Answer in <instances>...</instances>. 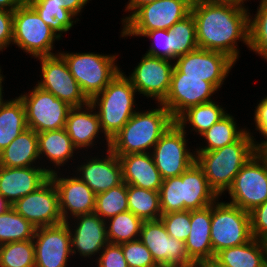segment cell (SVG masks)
<instances>
[{
  "label": "cell",
  "instance_id": "cell-38",
  "mask_svg": "<svg viewBox=\"0 0 267 267\" xmlns=\"http://www.w3.org/2000/svg\"><path fill=\"white\" fill-rule=\"evenodd\" d=\"M126 211H129V209L127 184L125 182L108 191L96 194L94 213L101 219L106 220L105 217L109 221V218Z\"/></svg>",
  "mask_w": 267,
  "mask_h": 267
},
{
  "label": "cell",
  "instance_id": "cell-51",
  "mask_svg": "<svg viewBox=\"0 0 267 267\" xmlns=\"http://www.w3.org/2000/svg\"><path fill=\"white\" fill-rule=\"evenodd\" d=\"M130 2L127 5V10H134L131 15H133L140 7L151 4L157 0H129Z\"/></svg>",
  "mask_w": 267,
  "mask_h": 267
},
{
  "label": "cell",
  "instance_id": "cell-50",
  "mask_svg": "<svg viewBox=\"0 0 267 267\" xmlns=\"http://www.w3.org/2000/svg\"><path fill=\"white\" fill-rule=\"evenodd\" d=\"M27 3V0H0V9L14 11L17 7Z\"/></svg>",
  "mask_w": 267,
  "mask_h": 267
},
{
  "label": "cell",
  "instance_id": "cell-46",
  "mask_svg": "<svg viewBox=\"0 0 267 267\" xmlns=\"http://www.w3.org/2000/svg\"><path fill=\"white\" fill-rule=\"evenodd\" d=\"M98 258V267H129L119 244L108 243Z\"/></svg>",
  "mask_w": 267,
  "mask_h": 267
},
{
  "label": "cell",
  "instance_id": "cell-24",
  "mask_svg": "<svg viewBox=\"0 0 267 267\" xmlns=\"http://www.w3.org/2000/svg\"><path fill=\"white\" fill-rule=\"evenodd\" d=\"M122 165L123 182L127 185L159 191L163 179L149 152L118 156Z\"/></svg>",
  "mask_w": 267,
  "mask_h": 267
},
{
  "label": "cell",
  "instance_id": "cell-3",
  "mask_svg": "<svg viewBox=\"0 0 267 267\" xmlns=\"http://www.w3.org/2000/svg\"><path fill=\"white\" fill-rule=\"evenodd\" d=\"M147 112H135L117 135L110 140V150L117 156L145 153L159 141L175 121L163 106Z\"/></svg>",
  "mask_w": 267,
  "mask_h": 267
},
{
  "label": "cell",
  "instance_id": "cell-54",
  "mask_svg": "<svg viewBox=\"0 0 267 267\" xmlns=\"http://www.w3.org/2000/svg\"><path fill=\"white\" fill-rule=\"evenodd\" d=\"M0 72H1V69H0ZM2 79L3 77L1 76L0 74V104L3 102V97H2Z\"/></svg>",
  "mask_w": 267,
  "mask_h": 267
},
{
  "label": "cell",
  "instance_id": "cell-58",
  "mask_svg": "<svg viewBox=\"0 0 267 267\" xmlns=\"http://www.w3.org/2000/svg\"><path fill=\"white\" fill-rule=\"evenodd\" d=\"M194 267H204L203 265H195Z\"/></svg>",
  "mask_w": 267,
  "mask_h": 267
},
{
  "label": "cell",
  "instance_id": "cell-4",
  "mask_svg": "<svg viewBox=\"0 0 267 267\" xmlns=\"http://www.w3.org/2000/svg\"><path fill=\"white\" fill-rule=\"evenodd\" d=\"M120 72L100 93L96 94L85 110L99 106L98 116L101 128L110 148L112 140L136 112L133 109L135 88L131 81ZM101 98H100V97ZM99 100V101H98Z\"/></svg>",
  "mask_w": 267,
  "mask_h": 267
},
{
  "label": "cell",
  "instance_id": "cell-11",
  "mask_svg": "<svg viewBox=\"0 0 267 267\" xmlns=\"http://www.w3.org/2000/svg\"><path fill=\"white\" fill-rule=\"evenodd\" d=\"M185 134V130L174 121L153 147L152 157L163 180L180 176L196 162V155L186 149Z\"/></svg>",
  "mask_w": 267,
  "mask_h": 267
},
{
  "label": "cell",
  "instance_id": "cell-13",
  "mask_svg": "<svg viewBox=\"0 0 267 267\" xmlns=\"http://www.w3.org/2000/svg\"><path fill=\"white\" fill-rule=\"evenodd\" d=\"M176 59L174 70L181 77L203 78V81L210 82L217 90L235 63L222 52L201 48Z\"/></svg>",
  "mask_w": 267,
  "mask_h": 267
},
{
  "label": "cell",
  "instance_id": "cell-53",
  "mask_svg": "<svg viewBox=\"0 0 267 267\" xmlns=\"http://www.w3.org/2000/svg\"><path fill=\"white\" fill-rule=\"evenodd\" d=\"M11 205L0 195V213L5 212Z\"/></svg>",
  "mask_w": 267,
  "mask_h": 267
},
{
  "label": "cell",
  "instance_id": "cell-28",
  "mask_svg": "<svg viewBox=\"0 0 267 267\" xmlns=\"http://www.w3.org/2000/svg\"><path fill=\"white\" fill-rule=\"evenodd\" d=\"M38 157L37 133L27 128L0 152V166L30 167Z\"/></svg>",
  "mask_w": 267,
  "mask_h": 267
},
{
  "label": "cell",
  "instance_id": "cell-43",
  "mask_svg": "<svg viewBox=\"0 0 267 267\" xmlns=\"http://www.w3.org/2000/svg\"><path fill=\"white\" fill-rule=\"evenodd\" d=\"M129 267H155L158 266L149 249L139 240L120 244Z\"/></svg>",
  "mask_w": 267,
  "mask_h": 267
},
{
  "label": "cell",
  "instance_id": "cell-22",
  "mask_svg": "<svg viewBox=\"0 0 267 267\" xmlns=\"http://www.w3.org/2000/svg\"><path fill=\"white\" fill-rule=\"evenodd\" d=\"M210 226L211 205L191 210V230L185 241V248L189 259L195 265H204L214 259Z\"/></svg>",
  "mask_w": 267,
  "mask_h": 267
},
{
  "label": "cell",
  "instance_id": "cell-23",
  "mask_svg": "<svg viewBox=\"0 0 267 267\" xmlns=\"http://www.w3.org/2000/svg\"><path fill=\"white\" fill-rule=\"evenodd\" d=\"M79 220L78 226L74 229V234L71 236L72 254L80 253L84 257L95 255L98 251L103 249L109 242L107 239V224L97 214H84L75 216Z\"/></svg>",
  "mask_w": 267,
  "mask_h": 267
},
{
  "label": "cell",
  "instance_id": "cell-33",
  "mask_svg": "<svg viewBox=\"0 0 267 267\" xmlns=\"http://www.w3.org/2000/svg\"><path fill=\"white\" fill-rule=\"evenodd\" d=\"M227 113L213 101L192 106L183 112L175 121L185 129L186 122L194 127V130L203 134Z\"/></svg>",
  "mask_w": 267,
  "mask_h": 267
},
{
  "label": "cell",
  "instance_id": "cell-47",
  "mask_svg": "<svg viewBox=\"0 0 267 267\" xmlns=\"http://www.w3.org/2000/svg\"><path fill=\"white\" fill-rule=\"evenodd\" d=\"M14 11L0 9V51L13 41Z\"/></svg>",
  "mask_w": 267,
  "mask_h": 267
},
{
  "label": "cell",
  "instance_id": "cell-27",
  "mask_svg": "<svg viewBox=\"0 0 267 267\" xmlns=\"http://www.w3.org/2000/svg\"><path fill=\"white\" fill-rule=\"evenodd\" d=\"M83 107H72L65 124V130L77 149L92 146L94 138L101 129L98 113H90L93 110L82 111Z\"/></svg>",
  "mask_w": 267,
  "mask_h": 267
},
{
  "label": "cell",
  "instance_id": "cell-19",
  "mask_svg": "<svg viewBox=\"0 0 267 267\" xmlns=\"http://www.w3.org/2000/svg\"><path fill=\"white\" fill-rule=\"evenodd\" d=\"M56 171L35 167L0 166V195L10 204L37 190Z\"/></svg>",
  "mask_w": 267,
  "mask_h": 267
},
{
  "label": "cell",
  "instance_id": "cell-48",
  "mask_svg": "<svg viewBox=\"0 0 267 267\" xmlns=\"http://www.w3.org/2000/svg\"><path fill=\"white\" fill-rule=\"evenodd\" d=\"M254 116L257 130L266 138V141L256 144L258 150L261 151L267 145V97L258 104Z\"/></svg>",
  "mask_w": 267,
  "mask_h": 267
},
{
  "label": "cell",
  "instance_id": "cell-31",
  "mask_svg": "<svg viewBox=\"0 0 267 267\" xmlns=\"http://www.w3.org/2000/svg\"><path fill=\"white\" fill-rule=\"evenodd\" d=\"M27 3L55 34L69 31L73 26L72 17L75 15L65 9L61 0H27Z\"/></svg>",
  "mask_w": 267,
  "mask_h": 267
},
{
  "label": "cell",
  "instance_id": "cell-29",
  "mask_svg": "<svg viewBox=\"0 0 267 267\" xmlns=\"http://www.w3.org/2000/svg\"><path fill=\"white\" fill-rule=\"evenodd\" d=\"M26 110L18 97L0 104V152L27 129Z\"/></svg>",
  "mask_w": 267,
  "mask_h": 267
},
{
  "label": "cell",
  "instance_id": "cell-52",
  "mask_svg": "<svg viewBox=\"0 0 267 267\" xmlns=\"http://www.w3.org/2000/svg\"><path fill=\"white\" fill-rule=\"evenodd\" d=\"M191 1L192 3H231V4L242 5L245 0H191Z\"/></svg>",
  "mask_w": 267,
  "mask_h": 267
},
{
  "label": "cell",
  "instance_id": "cell-1",
  "mask_svg": "<svg viewBox=\"0 0 267 267\" xmlns=\"http://www.w3.org/2000/svg\"><path fill=\"white\" fill-rule=\"evenodd\" d=\"M242 5L231 3H192L190 13L196 24L198 47L228 55L235 62L237 40L249 47V15Z\"/></svg>",
  "mask_w": 267,
  "mask_h": 267
},
{
  "label": "cell",
  "instance_id": "cell-5",
  "mask_svg": "<svg viewBox=\"0 0 267 267\" xmlns=\"http://www.w3.org/2000/svg\"><path fill=\"white\" fill-rule=\"evenodd\" d=\"M85 96L91 100L121 71L115 65V55L95 53H59Z\"/></svg>",
  "mask_w": 267,
  "mask_h": 267
},
{
  "label": "cell",
  "instance_id": "cell-40",
  "mask_svg": "<svg viewBox=\"0 0 267 267\" xmlns=\"http://www.w3.org/2000/svg\"><path fill=\"white\" fill-rule=\"evenodd\" d=\"M253 21H249V48L267 59V0H261Z\"/></svg>",
  "mask_w": 267,
  "mask_h": 267
},
{
  "label": "cell",
  "instance_id": "cell-2",
  "mask_svg": "<svg viewBox=\"0 0 267 267\" xmlns=\"http://www.w3.org/2000/svg\"><path fill=\"white\" fill-rule=\"evenodd\" d=\"M257 151L253 137L246 131L232 144L214 151L197 152L196 162L203 169L209 186L220 195Z\"/></svg>",
  "mask_w": 267,
  "mask_h": 267
},
{
  "label": "cell",
  "instance_id": "cell-21",
  "mask_svg": "<svg viewBox=\"0 0 267 267\" xmlns=\"http://www.w3.org/2000/svg\"><path fill=\"white\" fill-rule=\"evenodd\" d=\"M109 156L99 159H91L88 163L79 167L82 175L79 179L85 182L95 194L108 191L123 183L122 165L119 157L110 149Z\"/></svg>",
  "mask_w": 267,
  "mask_h": 267
},
{
  "label": "cell",
  "instance_id": "cell-49",
  "mask_svg": "<svg viewBox=\"0 0 267 267\" xmlns=\"http://www.w3.org/2000/svg\"><path fill=\"white\" fill-rule=\"evenodd\" d=\"M65 5V9L69 10L75 16L81 11L88 0H61Z\"/></svg>",
  "mask_w": 267,
  "mask_h": 267
},
{
  "label": "cell",
  "instance_id": "cell-10",
  "mask_svg": "<svg viewBox=\"0 0 267 267\" xmlns=\"http://www.w3.org/2000/svg\"><path fill=\"white\" fill-rule=\"evenodd\" d=\"M26 110V123L36 133L65 128L70 109L68 103L35 86L28 95L19 96Z\"/></svg>",
  "mask_w": 267,
  "mask_h": 267
},
{
  "label": "cell",
  "instance_id": "cell-17",
  "mask_svg": "<svg viewBox=\"0 0 267 267\" xmlns=\"http://www.w3.org/2000/svg\"><path fill=\"white\" fill-rule=\"evenodd\" d=\"M173 69L169 59L145 54L128 79L136 91L161 104L169 92Z\"/></svg>",
  "mask_w": 267,
  "mask_h": 267
},
{
  "label": "cell",
  "instance_id": "cell-42",
  "mask_svg": "<svg viewBox=\"0 0 267 267\" xmlns=\"http://www.w3.org/2000/svg\"><path fill=\"white\" fill-rule=\"evenodd\" d=\"M160 219L171 237L185 243L191 230L190 210L162 214Z\"/></svg>",
  "mask_w": 267,
  "mask_h": 267
},
{
  "label": "cell",
  "instance_id": "cell-25",
  "mask_svg": "<svg viewBox=\"0 0 267 267\" xmlns=\"http://www.w3.org/2000/svg\"><path fill=\"white\" fill-rule=\"evenodd\" d=\"M180 192L184 210L190 211L208 207L218 198L197 162L180 175Z\"/></svg>",
  "mask_w": 267,
  "mask_h": 267
},
{
  "label": "cell",
  "instance_id": "cell-26",
  "mask_svg": "<svg viewBox=\"0 0 267 267\" xmlns=\"http://www.w3.org/2000/svg\"><path fill=\"white\" fill-rule=\"evenodd\" d=\"M213 262L220 267H267L264 241L253 238L249 242L217 252Z\"/></svg>",
  "mask_w": 267,
  "mask_h": 267
},
{
  "label": "cell",
  "instance_id": "cell-14",
  "mask_svg": "<svg viewBox=\"0 0 267 267\" xmlns=\"http://www.w3.org/2000/svg\"><path fill=\"white\" fill-rule=\"evenodd\" d=\"M11 207L36 228L63 222L58 190L51 178L34 192L17 200Z\"/></svg>",
  "mask_w": 267,
  "mask_h": 267
},
{
  "label": "cell",
  "instance_id": "cell-9",
  "mask_svg": "<svg viewBox=\"0 0 267 267\" xmlns=\"http://www.w3.org/2000/svg\"><path fill=\"white\" fill-rule=\"evenodd\" d=\"M228 191L230 204L246 212L267 200V157L260 150L240 169Z\"/></svg>",
  "mask_w": 267,
  "mask_h": 267
},
{
  "label": "cell",
  "instance_id": "cell-15",
  "mask_svg": "<svg viewBox=\"0 0 267 267\" xmlns=\"http://www.w3.org/2000/svg\"><path fill=\"white\" fill-rule=\"evenodd\" d=\"M39 59L42 63L43 81L38 82V87L52 93L71 107L86 106L90 103L59 54Z\"/></svg>",
  "mask_w": 267,
  "mask_h": 267
},
{
  "label": "cell",
  "instance_id": "cell-18",
  "mask_svg": "<svg viewBox=\"0 0 267 267\" xmlns=\"http://www.w3.org/2000/svg\"><path fill=\"white\" fill-rule=\"evenodd\" d=\"M215 91L217 89L203 78L181 77L173 69L169 92L160 105L176 120L188 108L212 101L210 96Z\"/></svg>",
  "mask_w": 267,
  "mask_h": 267
},
{
  "label": "cell",
  "instance_id": "cell-20",
  "mask_svg": "<svg viewBox=\"0 0 267 267\" xmlns=\"http://www.w3.org/2000/svg\"><path fill=\"white\" fill-rule=\"evenodd\" d=\"M57 173L50 174L59 194V209L63 222L68 220V211L75 217L92 214L95 210L96 194L78 177L57 178Z\"/></svg>",
  "mask_w": 267,
  "mask_h": 267
},
{
  "label": "cell",
  "instance_id": "cell-7",
  "mask_svg": "<svg viewBox=\"0 0 267 267\" xmlns=\"http://www.w3.org/2000/svg\"><path fill=\"white\" fill-rule=\"evenodd\" d=\"M191 0H157L123 19L122 36H142L147 31L169 30L190 14Z\"/></svg>",
  "mask_w": 267,
  "mask_h": 267
},
{
  "label": "cell",
  "instance_id": "cell-45",
  "mask_svg": "<svg viewBox=\"0 0 267 267\" xmlns=\"http://www.w3.org/2000/svg\"><path fill=\"white\" fill-rule=\"evenodd\" d=\"M253 238L264 241L267 238V200L249 212Z\"/></svg>",
  "mask_w": 267,
  "mask_h": 267
},
{
  "label": "cell",
  "instance_id": "cell-35",
  "mask_svg": "<svg viewBox=\"0 0 267 267\" xmlns=\"http://www.w3.org/2000/svg\"><path fill=\"white\" fill-rule=\"evenodd\" d=\"M245 132V130H237L234 118L229 114H226L222 119L201 134V136L207 140L208 146H205L196 152L214 151L226 145L232 144L236 142Z\"/></svg>",
  "mask_w": 267,
  "mask_h": 267
},
{
  "label": "cell",
  "instance_id": "cell-44",
  "mask_svg": "<svg viewBox=\"0 0 267 267\" xmlns=\"http://www.w3.org/2000/svg\"><path fill=\"white\" fill-rule=\"evenodd\" d=\"M142 36L150 37L154 43L148 50L147 55L154 57H161L171 61V31L164 29H157L145 32ZM157 46V47H156ZM160 47V48H159ZM159 49H162L161 51Z\"/></svg>",
  "mask_w": 267,
  "mask_h": 267
},
{
  "label": "cell",
  "instance_id": "cell-12",
  "mask_svg": "<svg viewBox=\"0 0 267 267\" xmlns=\"http://www.w3.org/2000/svg\"><path fill=\"white\" fill-rule=\"evenodd\" d=\"M139 240L149 249L156 264L161 267H194L185 243L171 237L161 221H143Z\"/></svg>",
  "mask_w": 267,
  "mask_h": 267
},
{
  "label": "cell",
  "instance_id": "cell-34",
  "mask_svg": "<svg viewBox=\"0 0 267 267\" xmlns=\"http://www.w3.org/2000/svg\"><path fill=\"white\" fill-rule=\"evenodd\" d=\"M36 227L11 206L0 213V245L34 238Z\"/></svg>",
  "mask_w": 267,
  "mask_h": 267
},
{
  "label": "cell",
  "instance_id": "cell-32",
  "mask_svg": "<svg viewBox=\"0 0 267 267\" xmlns=\"http://www.w3.org/2000/svg\"><path fill=\"white\" fill-rule=\"evenodd\" d=\"M127 198L129 211L143 221L160 219L159 191L127 185Z\"/></svg>",
  "mask_w": 267,
  "mask_h": 267
},
{
  "label": "cell",
  "instance_id": "cell-37",
  "mask_svg": "<svg viewBox=\"0 0 267 267\" xmlns=\"http://www.w3.org/2000/svg\"><path fill=\"white\" fill-rule=\"evenodd\" d=\"M169 30L171 31V60L199 48L196 39V24L191 13L175 23Z\"/></svg>",
  "mask_w": 267,
  "mask_h": 267
},
{
  "label": "cell",
  "instance_id": "cell-36",
  "mask_svg": "<svg viewBox=\"0 0 267 267\" xmlns=\"http://www.w3.org/2000/svg\"><path fill=\"white\" fill-rule=\"evenodd\" d=\"M110 222V226L106 230L109 243L120 245L139 239L143 220L131 211L119 213L111 217Z\"/></svg>",
  "mask_w": 267,
  "mask_h": 267
},
{
  "label": "cell",
  "instance_id": "cell-57",
  "mask_svg": "<svg viewBox=\"0 0 267 267\" xmlns=\"http://www.w3.org/2000/svg\"><path fill=\"white\" fill-rule=\"evenodd\" d=\"M264 244H265V247H266V256H267V238L264 240Z\"/></svg>",
  "mask_w": 267,
  "mask_h": 267
},
{
  "label": "cell",
  "instance_id": "cell-16",
  "mask_svg": "<svg viewBox=\"0 0 267 267\" xmlns=\"http://www.w3.org/2000/svg\"><path fill=\"white\" fill-rule=\"evenodd\" d=\"M33 243L35 267H66L68 256L72 254L68 221L36 228Z\"/></svg>",
  "mask_w": 267,
  "mask_h": 267
},
{
  "label": "cell",
  "instance_id": "cell-30",
  "mask_svg": "<svg viewBox=\"0 0 267 267\" xmlns=\"http://www.w3.org/2000/svg\"><path fill=\"white\" fill-rule=\"evenodd\" d=\"M39 158L45 154L56 166L63 165L73 156L74 149L71 138L65 128L37 133Z\"/></svg>",
  "mask_w": 267,
  "mask_h": 267
},
{
  "label": "cell",
  "instance_id": "cell-56",
  "mask_svg": "<svg viewBox=\"0 0 267 267\" xmlns=\"http://www.w3.org/2000/svg\"><path fill=\"white\" fill-rule=\"evenodd\" d=\"M261 152L267 157V145L261 150Z\"/></svg>",
  "mask_w": 267,
  "mask_h": 267
},
{
  "label": "cell",
  "instance_id": "cell-8",
  "mask_svg": "<svg viewBox=\"0 0 267 267\" xmlns=\"http://www.w3.org/2000/svg\"><path fill=\"white\" fill-rule=\"evenodd\" d=\"M28 4L17 7L13 14V43L34 57L53 56V41L60 39Z\"/></svg>",
  "mask_w": 267,
  "mask_h": 267
},
{
  "label": "cell",
  "instance_id": "cell-6",
  "mask_svg": "<svg viewBox=\"0 0 267 267\" xmlns=\"http://www.w3.org/2000/svg\"><path fill=\"white\" fill-rule=\"evenodd\" d=\"M211 204V242L217 252L245 244L253 239L249 212L230 203Z\"/></svg>",
  "mask_w": 267,
  "mask_h": 267
},
{
  "label": "cell",
  "instance_id": "cell-39",
  "mask_svg": "<svg viewBox=\"0 0 267 267\" xmlns=\"http://www.w3.org/2000/svg\"><path fill=\"white\" fill-rule=\"evenodd\" d=\"M0 267H35L33 239L0 245Z\"/></svg>",
  "mask_w": 267,
  "mask_h": 267
},
{
  "label": "cell",
  "instance_id": "cell-41",
  "mask_svg": "<svg viewBox=\"0 0 267 267\" xmlns=\"http://www.w3.org/2000/svg\"><path fill=\"white\" fill-rule=\"evenodd\" d=\"M159 199L162 214L184 211V201H181L180 176L163 180L159 189Z\"/></svg>",
  "mask_w": 267,
  "mask_h": 267
},
{
  "label": "cell",
  "instance_id": "cell-55",
  "mask_svg": "<svg viewBox=\"0 0 267 267\" xmlns=\"http://www.w3.org/2000/svg\"><path fill=\"white\" fill-rule=\"evenodd\" d=\"M203 266L204 267H220V266H217L213 261L205 263Z\"/></svg>",
  "mask_w": 267,
  "mask_h": 267
}]
</instances>
